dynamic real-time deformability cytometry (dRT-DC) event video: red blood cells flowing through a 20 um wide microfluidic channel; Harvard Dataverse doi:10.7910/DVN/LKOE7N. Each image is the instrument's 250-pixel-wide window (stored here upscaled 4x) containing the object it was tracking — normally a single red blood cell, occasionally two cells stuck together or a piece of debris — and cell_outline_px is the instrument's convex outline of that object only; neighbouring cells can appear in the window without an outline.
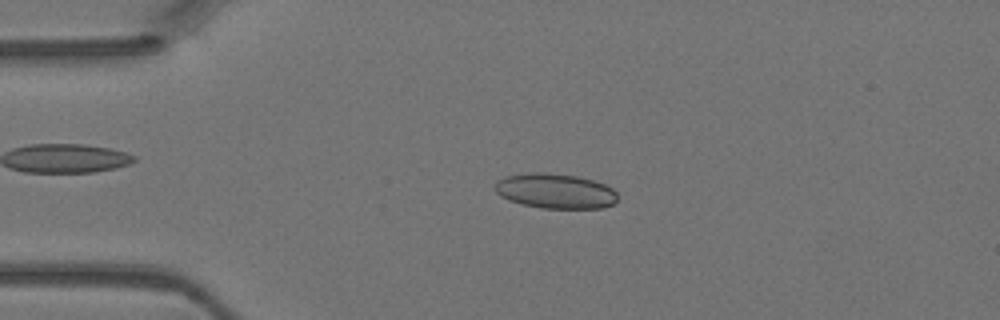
{"species": "Egyptian fruit bat (a non-hibernating species)", "species_latin": "Rousettus aegyptiacus", "temperature_condition": "warm", "stored_images_in_passage": 4, "camera_frame_rate_fps": 3000, "um_per_image_px": 0.085, "animal": {"sex": "female"}, "frame": {"image": 1, "passage_image": 3, "time_ms": 0.667, "image_size_px": [1000, 320], "cell_outline_px": [[616, 200], [612, 204], [604, 208], [540, 208], [508, 200], [500, 196], [496, 192], [496, 180], [504, 176], [532, 172], [536, 172], [576, 176], [592, 180], [604, 184], [612, 188], [616, 192]], "centroid_in_image_um": [47.18, 16.24], "position_along_channel_um": 37.8, "area_um2": 24.8}}